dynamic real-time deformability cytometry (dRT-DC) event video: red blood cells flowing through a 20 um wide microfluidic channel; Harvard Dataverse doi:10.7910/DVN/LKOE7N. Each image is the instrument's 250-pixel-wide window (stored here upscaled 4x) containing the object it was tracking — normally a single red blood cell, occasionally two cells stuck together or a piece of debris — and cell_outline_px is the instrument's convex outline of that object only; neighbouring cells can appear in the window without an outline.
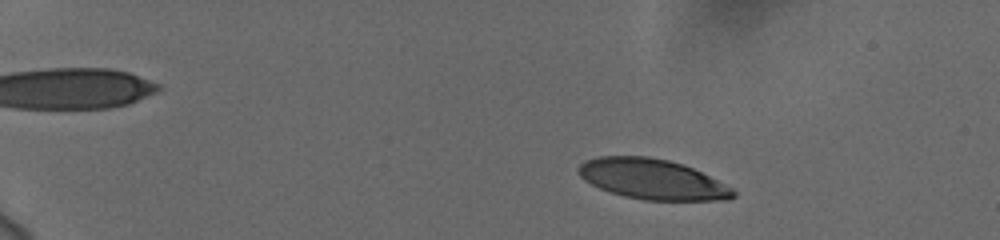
{"species": "human", "species_latin": "Homo sapiens", "temperature_condition": "cold", "stored_images_in_passage": 56, "camera_frame_rate_fps": 3000, "um_per_image_px": 0.085, "donor": {"sex": "female"}, "frame": {"image": 1, "passage_image": 9, "time_ms": 2.667, "image_size_px": [1000, 240], "cell_outline_px": [[736, 196], [728, 200], [644, 200], [624, 196], [600, 188], [584, 180], [580, 176], [576, 168], [584, 160], [600, 156], [648, 156], [668, 160], [684, 164], [732, 188], [736, 192]], "centroid_in_image_um": [55.42, 15.22], "position_along_channel_um": 29.6, "area_um2": 36.18}}
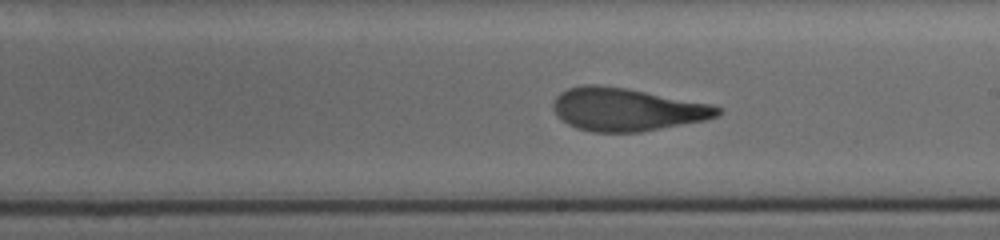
{"frame": {"image": 2, "passage_image": 35, "time_ms": 11.333, "image_size_px": [1000, 240], "cell_outline_px": [[720, 116], [704, 120], [640, 132], [592, 132], [576, 128], [568, 124], [552, 108], [552, 100], [560, 92], [568, 88], [584, 84], [596, 84], [628, 88], [712, 104], [720, 108]], "centroid_in_image_um": [53.26, 9.29], "position_along_channel_um": 235.7, "area_um2": 41.15}}
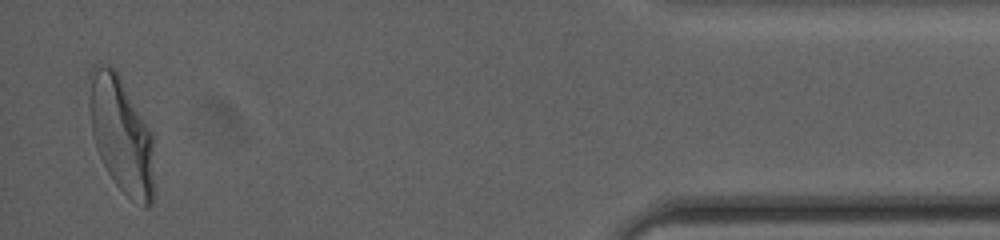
{"frame": {"image": 3, "passage_image": 55, "time_ms": 18.0, "image_size_px": [1000, 240], "cell_outline_px": [[156, 192], [152, 204], [148, 208], [144, 208], [128, 196], [116, 184], [108, 172], [96, 148], [92, 136], [88, 108], [88, 72], [92, 64], [108, 64], [116, 68], [152, 132]], "centroid_in_image_um": [10.31, 11.43], "position_along_channel_um": 424.9, "area_um2": 45.43}, "authors_computed_cell_mechanics": {"area_um2": 40.6623, "velocity_mm_per_s": 3.7023, "shape_relaxation_time_tau1_ms": 4.9908, "shape_relaxation_time_tau2_ms": 1.1089, "deformation_change_tau1": 0.2196, "deformation_change_tau2": 0.0932}}